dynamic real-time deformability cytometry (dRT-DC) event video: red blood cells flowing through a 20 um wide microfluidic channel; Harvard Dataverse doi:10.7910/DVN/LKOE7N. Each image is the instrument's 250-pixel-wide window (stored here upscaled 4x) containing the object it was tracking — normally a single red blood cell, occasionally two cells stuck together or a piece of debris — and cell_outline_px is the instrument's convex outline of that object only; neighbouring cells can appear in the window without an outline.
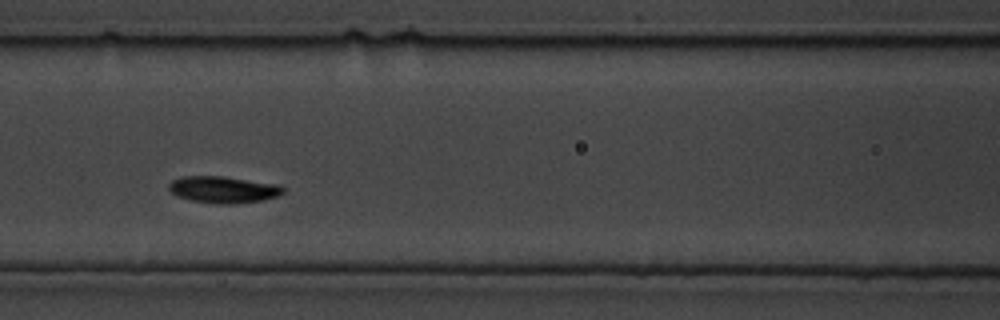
{"species": "common noctule bat (a hibernating species)", "species_latin": "Nyctalus noctula", "temperature_condition": "cold", "stored_images_in_passage": 22, "camera_frame_rate_fps": 3000, "um_per_image_px": 0.085, "animal": {"sex": "male", "body_mass_g": 19.5, "forearm_length_mm": 54.6}, "frame": {"image": 1, "passage_image": 6, "time_ms": 1.667, "image_size_px": [1000, 320], "cell_outline_px": [[284, 192], [276, 196], [264, 200], [232, 204], [220, 204], [192, 200], [176, 196], [168, 188], [168, 184], [172, 180], [180, 176], [224, 176], [280, 184], [284, 188]], "centroid_in_image_um": [18.98, 16.1], "position_along_channel_um": 147.6, "area_um2": 17.92}}
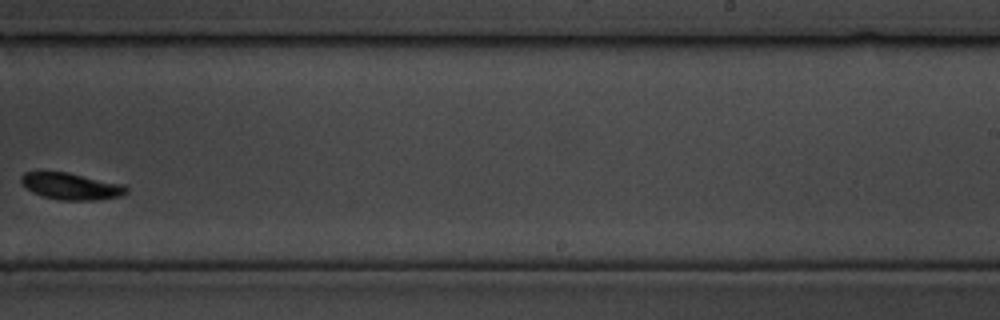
{"frame": {"image": 2, "passage_image": 12, "time_ms": 3.667, "image_size_px": [1000, 320], "cell_outline_px": [[128, 192], [124, 196], [100, 200], [60, 200], [44, 196], [32, 192], [20, 184], [20, 176], [24, 172], [68, 172], [124, 184], [128, 188]], "centroid_in_image_um": [6.07, 15.83], "position_along_channel_um": 282.9, "area_um2": 16.65}}
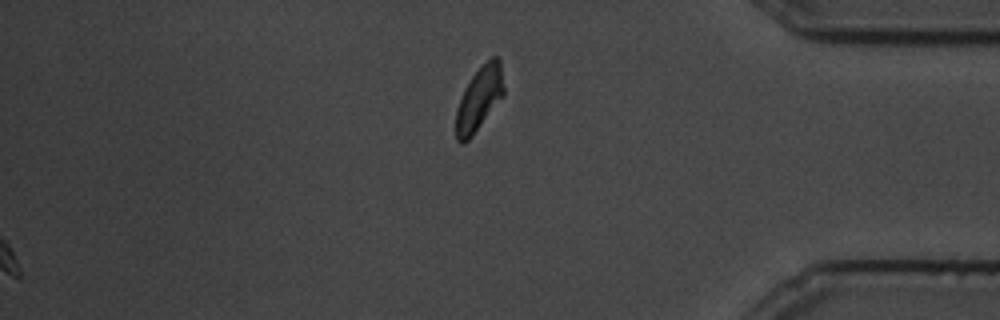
{"frame": {"image": 3, "passage_image": 22, "time_ms": 7.0, "image_size_px": [1000, 320], "cell_outline_px": [[504, 96], [472, 136], [464, 144], [460, 144], [456, 140], [456, 108], [472, 76], [492, 56], [496, 56], [500, 60], [504, 88]], "centroid_in_image_um": [40.74, 8.43], "position_along_channel_um": 394.5, "area_um2": 17.57}}